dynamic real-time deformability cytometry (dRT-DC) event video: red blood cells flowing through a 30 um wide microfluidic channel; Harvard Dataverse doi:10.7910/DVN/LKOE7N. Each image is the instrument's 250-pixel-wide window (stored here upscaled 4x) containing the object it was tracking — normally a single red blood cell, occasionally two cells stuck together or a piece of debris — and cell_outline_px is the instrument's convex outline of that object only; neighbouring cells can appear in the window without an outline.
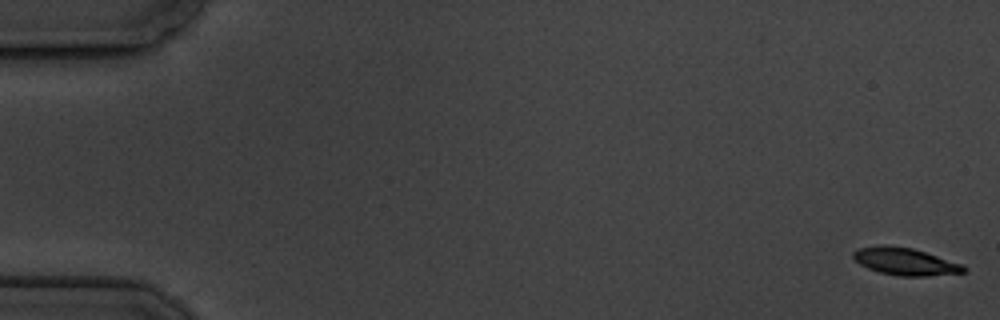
{"species": "common noctule bat (a hibernating species)", "species_latin": "Nyctalus noctula", "temperature_condition": "cold", "stored_images_in_passage": 7, "camera_frame_rate_fps": 3000, "um_per_image_px": 0.085, "animal": {"sex": "male", "body_mass_g": 19.5, "forearm_length_mm": 54.6}, "frame": {"image": 1, "passage_image": 1, "time_ms": 0.0, "image_size_px": [1000, 320], "cell_outline_px": [[968, 268], [964, 272], [928, 276], [900, 276], [880, 272], [868, 268], [860, 264], [852, 256], [852, 252], [860, 248], [880, 244], [912, 248], [964, 264]], "centroid_in_image_um": [76.96, 22.22], "position_along_channel_um": 8.0, "area_um2": 17.57}}
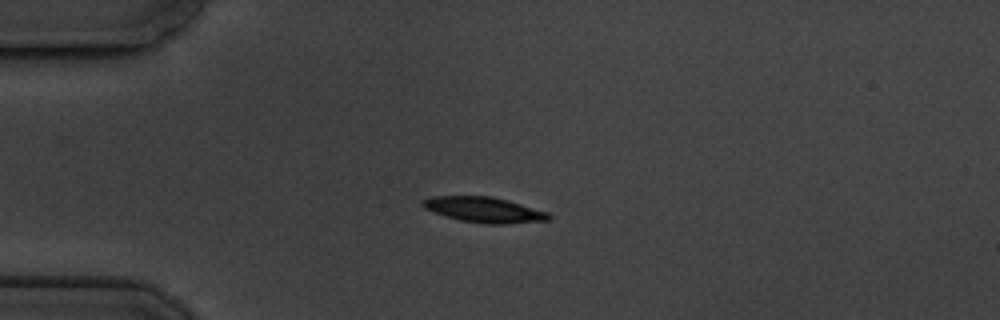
{"frame": {"image": 2, "passage_image": 5, "time_ms": 4.667, "image_size_px": [1000, 320], "cell_outline_px": [[552, 216], [548, 220], [504, 224], [484, 224], [460, 220], [424, 208], [420, 204], [424, 200], [432, 196], [492, 196], [508, 200], [548, 212]], "centroid_in_image_um": [41.17, 17.82], "position_along_channel_um": 43.8, "area_um2": 18.5}}